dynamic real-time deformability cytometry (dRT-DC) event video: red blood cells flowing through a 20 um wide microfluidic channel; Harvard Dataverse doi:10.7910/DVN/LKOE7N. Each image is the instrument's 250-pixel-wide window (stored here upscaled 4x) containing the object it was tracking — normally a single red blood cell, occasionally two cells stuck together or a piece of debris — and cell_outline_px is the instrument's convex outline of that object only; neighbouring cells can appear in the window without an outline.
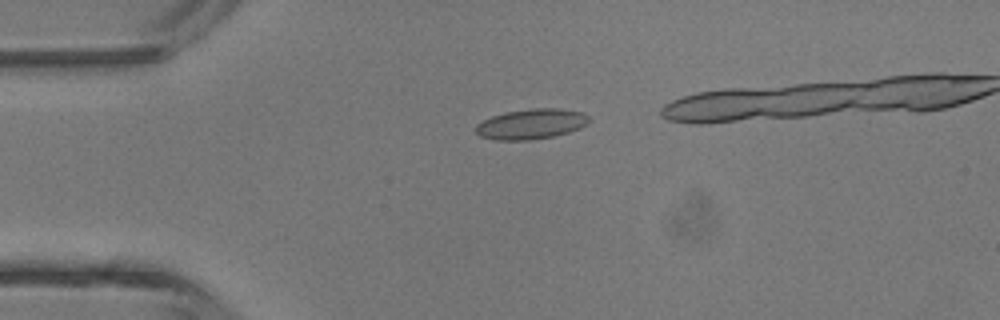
{"species": "common noctule bat (a hibernating species)", "species_latin": "Nyctalus noctula", "temperature_condition": "room temperature", "stored_images_in_passage": 4, "camera_frame_rate_fps": 3000, "um_per_image_px": 0.085, "animal": {"sex": "male", "body_mass_g": 13.3}, "frame": {"image": 1, "passage_image": 1, "time_ms": 0.0, "image_size_px": [1000, 320], "cell_outline_px": [[588, 124], [580, 128], [556, 136], [528, 140], [496, 140], [480, 136], [472, 128], [476, 124], [492, 116], [504, 112], [532, 108], [556, 108], [584, 112], [588, 116]], "centroid_in_image_um": [45.13, 10.54], "position_along_channel_um": 39.9, "area_um2": 20.11}}
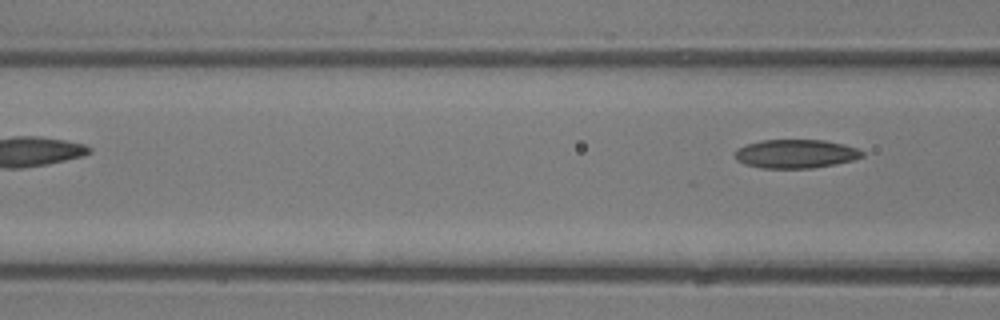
{"frame": {"image": 2, "passage_image": 4, "time_ms": 3.333, "image_size_px": [1000, 320], "cell_outline_px": [[864, 156], [852, 160], [836, 164], [812, 168], [760, 168], [744, 164], [736, 160], [732, 152], [736, 148], [760, 140], [824, 140], [844, 144], [856, 148], [864, 152]], "centroid_in_image_um": [67.59, 13.07], "position_along_channel_um": 99.0, "area_um2": 21.5}}